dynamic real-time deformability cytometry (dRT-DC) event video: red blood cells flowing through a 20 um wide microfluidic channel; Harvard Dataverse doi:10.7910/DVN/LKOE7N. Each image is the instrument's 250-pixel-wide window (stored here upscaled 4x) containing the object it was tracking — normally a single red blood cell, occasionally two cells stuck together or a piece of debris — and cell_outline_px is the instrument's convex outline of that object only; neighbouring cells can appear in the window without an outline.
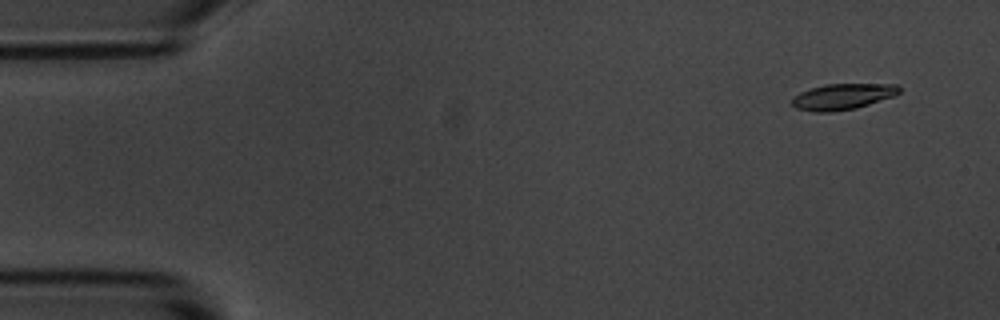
{"species": "common noctule bat (a hibernating species)", "species_latin": "Nyctalus noctula", "temperature_condition": "room temperature", "stored_images_in_passage": 6, "camera_frame_rate_fps": 3000, "um_per_image_px": 0.085, "animal": {"sex": "male", "body_mass_g": 20.1, "forearm_length_mm": 53.5}, "frame": {"image": 1, "passage_image": 1, "time_ms": 0.0, "image_size_px": [1000, 320], "cell_outline_px": [[900, 92], [896, 96], [856, 108], [828, 112], [816, 112], [796, 108], [792, 104], [792, 96], [800, 92], [824, 84], [896, 84], [900, 88]], "centroid_in_image_um": [71.64, 8.21], "position_along_channel_um": 13.4, "area_um2": 16.24}}
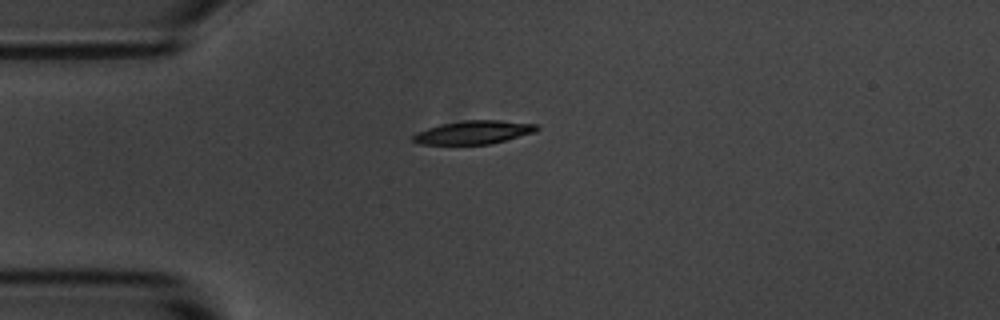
{"frame": {"image": 2, "passage_image": 4, "time_ms": 3.333, "image_size_px": [1000, 320], "cell_outline_px": [[540, 128], [536, 132], [488, 144], [420, 144], [412, 140], [412, 136], [416, 132], [440, 124], [460, 120], [500, 120], [536, 124]], "centroid_in_image_um": [40.25, 11.23], "position_along_channel_um": 44.8, "area_um2": 16.82}}
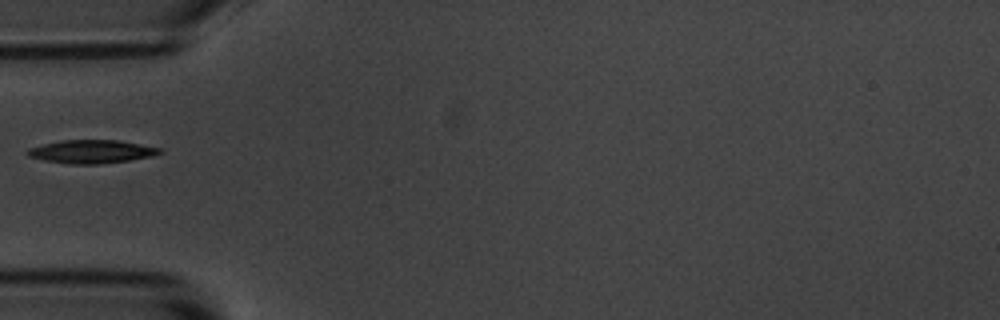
{"frame": {"image": 3, "passage_image": 5, "time_ms": 4.667, "image_size_px": [1000, 320], "cell_outline_px": [[164, 152], [152, 156], [128, 160], [100, 164], [72, 164], [44, 160], [28, 156], [24, 152], [28, 148], [44, 144], [64, 140], [120, 140], [164, 148]], "centroid_in_image_um": [7.82, 12.88], "position_along_channel_um": 77.2, "area_um2": 18.03}}